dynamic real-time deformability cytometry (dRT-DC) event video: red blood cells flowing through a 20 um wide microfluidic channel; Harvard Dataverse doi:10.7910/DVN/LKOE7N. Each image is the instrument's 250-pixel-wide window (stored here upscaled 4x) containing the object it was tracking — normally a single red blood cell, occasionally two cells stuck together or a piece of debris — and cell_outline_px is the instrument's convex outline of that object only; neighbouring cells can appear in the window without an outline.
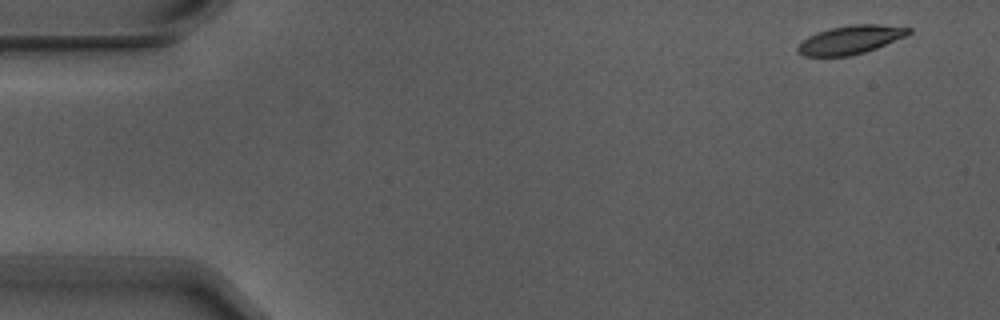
{"species": "Egyptian fruit bat (a non-hibernating species)", "species_latin": "Rousettus aegyptiacus", "temperature_condition": "warm", "stored_images_in_passage": 5, "camera_frame_rate_fps": 3000, "um_per_image_px": 0.085, "animal": {"sex": "male"}, "frame": {"image": 1, "passage_image": 1, "time_ms": 0.0, "image_size_px": [1000, 320], "cell_outline_px": [[912, 32], [908, 36], [876, 48], [852, 56], [804, 56], [796, 52], [796, 48], [808, 36], [816, 32], [848, 24], [880, 24], [912, 28]], "centroid_in_image_um": [72.32, 3.37], "position_along_channel_um": 12.7, "area_um2": 18.61}}